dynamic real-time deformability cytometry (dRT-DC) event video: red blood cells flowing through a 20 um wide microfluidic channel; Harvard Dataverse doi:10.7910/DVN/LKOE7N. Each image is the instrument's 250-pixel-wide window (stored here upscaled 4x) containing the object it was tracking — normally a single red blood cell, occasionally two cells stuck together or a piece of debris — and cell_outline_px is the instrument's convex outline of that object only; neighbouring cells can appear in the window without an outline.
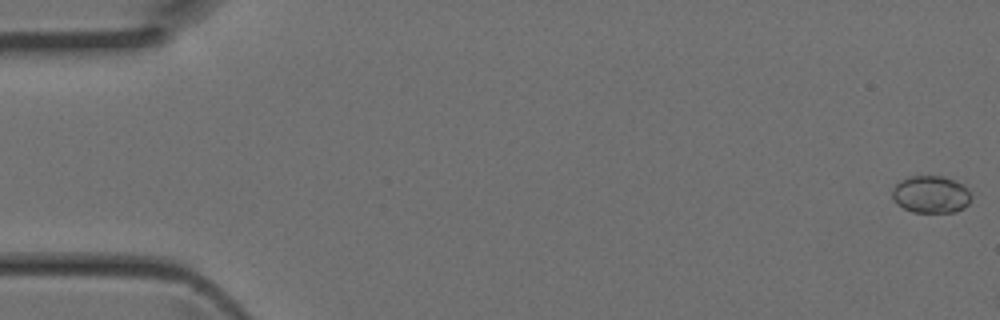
{"species": "Egyptian fruit bat (a non-hibernating species)", "species_latin": "Rousettus aegyptiacus", "temperature_condition": "room temperature", "stored_images_in_passage": 6, "camera_frame_rate_fps": 3000, "um_per_image_px": 0.085, "animal": {"sex": "female"}, "frame": {"image": 1, "passage_image": 1, "time_ms": 0.0, "image_size_px": [1000, 320], "cell_outline_px": [[972, 196], [968, 204], [964, 208], [956, 212], [912, 212], [896, 204], [892, 196], [892, 188], [900, 180], [908, 176], [944, 176], [964, 184], [968, 188]], "centroid_in_image_um": [79.14, 16.52], "position_along_channel_um": 5.9, "area_um2": 17.46}}